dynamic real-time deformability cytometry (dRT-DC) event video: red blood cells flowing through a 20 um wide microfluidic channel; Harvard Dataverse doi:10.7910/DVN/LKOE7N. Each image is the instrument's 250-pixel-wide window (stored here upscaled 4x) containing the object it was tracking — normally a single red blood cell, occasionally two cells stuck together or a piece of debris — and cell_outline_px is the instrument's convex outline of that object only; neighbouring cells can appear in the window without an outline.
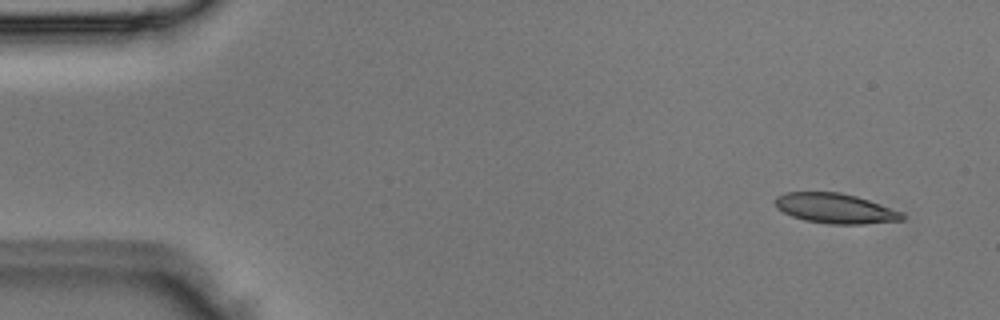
{"species": "Egyptian fruit bat (a non-hibernating species)", "species_latin": "Rousettus aegyptiacus", "temperature_condition": "room temperature", "stored_images_in_passage": 3, "camera_frame_rate_fps": 3000, "um_per_image_px": 0.085, "animal": {"sex": "male"}, "frame": {"image": 1, "passage_image": 1, "time_ms": 0.0, "image_size_px": [1000, 320], "cell_outline_px": [[904, 220], [864, 224], [828, 224], [804, 220], [792, 216], [776, 208], [776, 196], [784, 192], [840, 192], [856, 196], [904, 212]], "centroid_in_image_um": [71.01, 17.72], "position_along_channel_um": 14.0, "area_um2": 22.25}}